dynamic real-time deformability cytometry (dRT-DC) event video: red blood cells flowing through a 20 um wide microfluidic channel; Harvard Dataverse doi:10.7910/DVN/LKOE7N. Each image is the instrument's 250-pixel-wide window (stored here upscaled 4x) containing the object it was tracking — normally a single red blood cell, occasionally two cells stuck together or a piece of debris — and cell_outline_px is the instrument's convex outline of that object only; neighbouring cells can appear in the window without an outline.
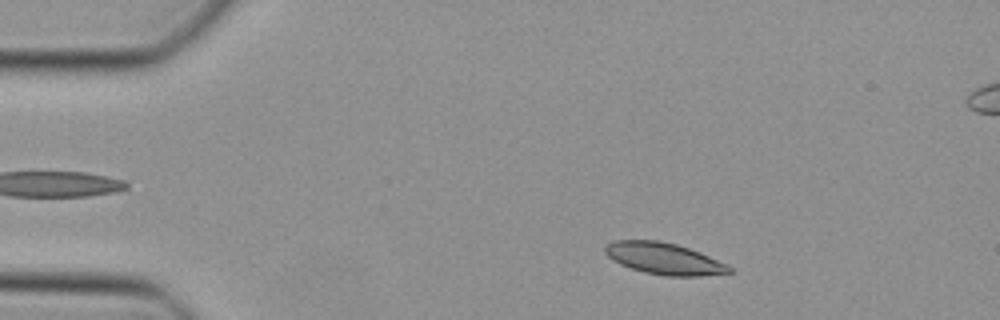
{"species": "Egyptian fruit bat (a non-hibernating species)", "species_latin": "Rousettus aegyptiacus", "temperature_condition": "cold", "stored_images_in_passage": 45, "segment_of_instrument_passage": [1, 2], "camera_frame_rate_fps": 3000, "um_per_image_px": 0.085, "animal": {"sex": "female"}, "frame": {"image": 1, "passage_image": 5, "time_ms": 1.333, "image_size_px": [1000, 320], "cell_outline_px": [[732, 272], [700, 276], [664, 276], [644, 272], [620, 264], [612, 260], [604, 252], [604, 248], [608, 244], [616, 240], [656, 240], [676, 244], [700, 252], [728, 264], [732, 268]], "centroid_in_image_um": [56.45, 21.98], "position_along_channel_um": 28.5, "area_um2": 22.83}}
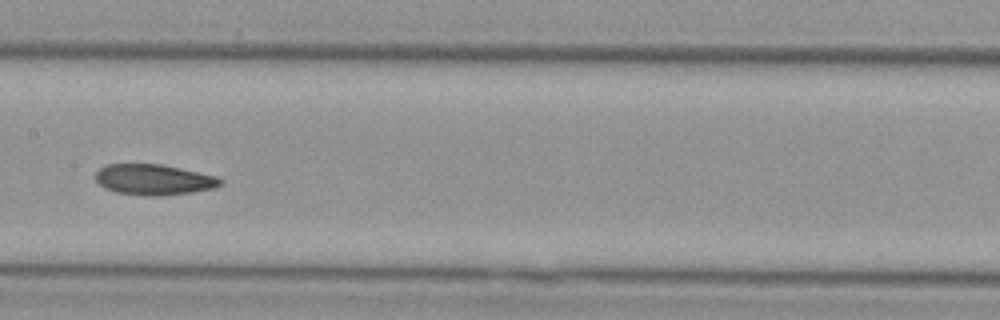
{"frame": {"image": 2, "passage_image": 21, "time_ms": 6.667, "image_size_px": [1000, 320], "cell_outline_px": [[224, 184], [212, 188], [192, 192], [160, 196], [144, 196], [116, 192], [104, 188], [96, 180], [96, 172], [100, 168], [108, 164], [160, 164], [180, 168], [216, 176], [224, 180]], "centroid_in_image_um": [13.08, 15.27], "position_along_channel_um": 194.3, "area_um2": 22.31}}
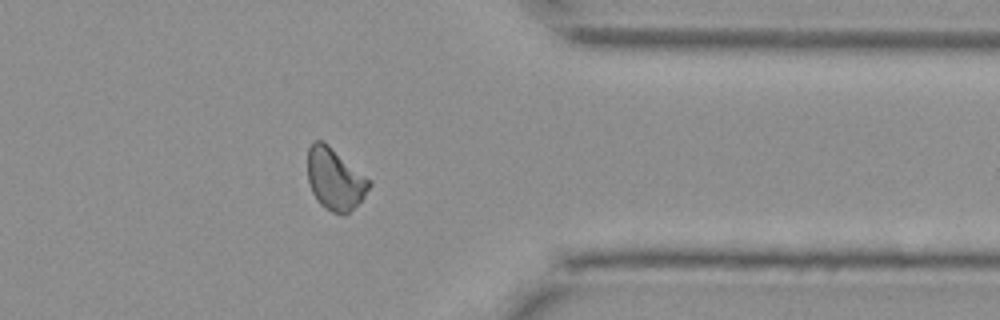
{"frame": {"image": 3, "passage_image": 35, "time_ms": 11.333, "image_size_px": [1000, 320], "cell_outline_px": [[372, 184], [364, 196], [344, 216], [340, 216], [324, 208], [320, 204], [312, 192], [308, 184], [308, 148], [316, 140], [324, 140], [372, 180]], "centroid_in_image_um": [28.48, 15.21], "position_along_channel_um": 382.9, "area_um2": 22.43}}